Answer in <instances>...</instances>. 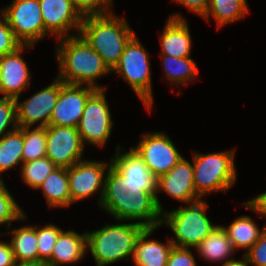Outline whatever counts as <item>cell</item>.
Wrapping results in <instances>:
<instances>
[{"label":"cell","instance_id":"6da1fadb","mask_svg":"<svg viewBox=\"0 0 266 266\" xmlns=\"http://www.w3.org/2000/svg\"><path fill=\"white\" fill-rule=\"evenodd\" d=\"M56 47L59 73L57 77L66 84L86 85L105 89L97 85V79L112 73L101 56L80 35L60 38Z\"/></svg>","mask_w":266,"mask_h":266},{"label":"cell","instance_id":"7a4b0ae2","mask_svg":"<svg viewBox=\"0 0 266 266\" xmlns=\"http://www.w3.org/2000/svg\"><path fill=\"white\" fill-rule=\"evenodd\" d=\"M79 34L112 70L135 32L126 20L110 12L83 17Z\"/></svg>","mask_w":266,"mask_h":266},{"label":"cell","instance_id":"3957f363","mask_svg":"<svg viewBox=\"0 0 266 266\" xmlns=\"http://www.w3.org/2000/svg\"><path fill=\"white\" fill-rule=\"evenodd\" d=\"M144 228L137 222L118 223L86 232L87 250H90L96 266L129 260V256H133L136 239Z\"/></svg>","mask_w":266,"mask_h":266},{"label":"cell","instance_id":"277c9868","mask_svg":"<svg viewBox=\"0 0 266 266\" xmlns=\"http://www.w3.org/2000/svg\"><path fill=\"white\" fill-rule=\"evenodd\" d=\"M203 195L189 199L186 207L173 211H163L161 223L169 226L174 233L170 239L173 246L196 248L218 225H214L206 215L208 205Z\"/></svg>","mask_w":266,"mask_h":266},{"label":"cell","instance_id":"5b68a950","mask_svg":"<svg viewBox=\"0 0 266 266\" xmlns=\"http://www.w3.org/2000/svg\"><path fill=\"white\" fill-rule=\"evenodd\" d=\"M193 154V182L198 195L227 191L236 181L234 152Z\"/></svg>","mask_w":266,"mask_h":266},{"label":"cell","instance_id":"8992f818","mask_svg":"<svg viewBox=\"0 0 266 266\" xmlns=\"http://www.w3.org/2000/svg\"><path fill=\"white\" fill-rule=\"evenodd\" d=\"M99 207L118 222L137 221L144 227L157 228L162 224L163 207L157 194L127 192L121 196H103Z\"/></svg>","mask_w":266,"mask_h":266},{"label":"cell","instance_id":"52a82bcc","mask_svg":"<svg viewBox=\"0 0 266 266\" xmlns=\"http://www.w3.org/2000/svg\"><path fill=\"white\" fill-rule=\"evenodd\" d=\"M150 69L149 54L135 34L126 44L118 63L111 71L122 76L141 99L145 108L152 112L153 95Z\"/></svg>","mask_w":266,"mask_h":266},{"label":"cell","instance_id":"ba28073f","mask_svg":"<svg viewBox=\"0 0 266 266\" xmlns=\"http://www.w3.org/2000/svg\"><path fill=\"white\" fill-rule=\"evenodd\" d=\"M106 89H97L87 100L80 123L77 127L83 144L104 146L110 139L113 121Z\"/></svg>","mask_w":266,"mask_h":266},{"label":"cell","instance_id":"9c48e42d","mask_svg":"<svg viewBox=\"0 0 266 266\" xmlns=\"http://www.w3.org/2000/svg\"><path fill=\"white\" fill-rule=\"evenodd\" d=\"M1 12L22 45H35L50 35L44 28L39 0H13Z\"/></svg>","mask_w":266,"mask_h":266},{"label":"cell","instance_id":"30bf717a","mask_svg":"<svg viewBox=\"0 0 266 266\" xmlns=\"http://www.w3.org/2000/svg\"><path fill=\"white\" fill-rule=\"evenodd\" d=\"M133 149L157 179L168 173L183 157L163 132L142 134Z\"/></svg>","mask_w":266,"mask_h":266},{"label":"cell","instance_id":"8fae6325","mask_svg":"<svg viewBox=\"0 0 266 266\" xmlns=\"http://www.w3.org/2000/svg\"><path fill=\"white\" fill-rule=\"evenodd\" d=\"M110 163L122 176V182L131 194H157V178L133 147L130 151L121 153L118 145L116 155Z\"/></svg>","mask_w":266,"mask_h":266},{"label":"cell","instance_id":"7c38bea8","mask_svg":"<svg viewBox=\"0 0 266 266\" xmlns=\"http://www.w3.org/2000/svg\"><path fill=\"white\" fill-rule=\"evenodd\" d=\"M107 165L104 161L81 160L68 168L71 204L91 197L100 191L98 198L100 206L105 188L104 177H106V171L110 168L111 163L109 167Z\"/></svg>","mask_w":266,"mask_h":266},{"label":"cell","instance_id":"4fadbf2b","mask_svg":"<svg viewBox=\"0 0 266 266\" xmlns=\"http://www.w3.org/2000/svg\"><path fill=\"white\" fill-rule=\"evenodd\" d=\"M84 147L77 128L47 126L46 157L57 167L69 168L83 160Z\"/></svg>","mask_w":266,"mask_h":266},{"label":"cell","instance_id":"5bb4252c","mask_svg":"<svg viewBox=\"0 0 266 266\" xmlns=\"http://www.w3.org/2000/svg\"><path fill=\"white\" fill-rule=\"evenodd\" d=\"M60 91V79H54L51 85L33 94L27 100L19 102L16 98L17 123L19 127L49 126Z\"/></svg>","mask_w":266,"mask_h":266},{"label":"cell","instance_id":"9a60e30c","mask_svg":"<svg viewBox=\"0 0 266 266\" xmlns=\"http://www.w3.org/2000/svg\"><path fill=\"white\" fill-rule=\"evenodd\" d=\"M96 90L91 86L66 84L60 80L59 96L49 125L77 128L86 102Z\"/></svg>","mask_w":266,"mask_h":266},{"label":"cell","instance_id":"2e32d148","mask_svg":"<svg viewBox=\"0 0 266 266\" xmlns=\"http://www.w3.org/2000/svg\"><path fill=\"white\" fill-rule=\"evenodd\" d=\"M45 30L58 39L79 34L83 16L72 0H39ZM75 29L76 33L69 32Z\"/></svg>","mask_w":266,"mask_h":266},{"label":"cell","instance_id":"e0dca14e","mask_svg":"<svg viewBox=\"0 0 266 266\" xmlns=\"http://www.w3.org/2000/svg\"><path fill=\"white\" fill-rule=\"evenodd\" d=\"M31 47L33 45H22L14 52L0 57V94L3 97L19 98L30 86L31 76L21 53Z\"/></svg>","mask_w":266,"mask_h":266},{"label":"cell","instance_id":"ac0fdd59","mask_svg":"<svg viewBox=\"0 0 266 266\" xmlns=\"http://www.w3.org/2000/svg\"><path fill=\"white\" fill-rule=\"evenodd\" d=\"M161 191L183 203L197 196L193 182V164L182 157L168 173L157 179V194Z\"/></svg>","mask_w":266,"mask_h":266},{"label":"cell","instance_id":"d6986e66","mask_svg":"<svg viewBox=\"0 0 266 266\" xmlns=\"http://www.w3.org/2000/svg\"><path fill=\"white\" fill-rule=\"evenodd\" d=\"M188 22L181 14H172L165 23L160 37L161 54L176 58L190 57L191 34Z\"/></svg>","mask_w":266,"mask_h":266},{"label":"cell","instance_id":"ffe728a7","mask_svg":"<svg viewBox=\"0 0 266 266\" xmlns=\"http://www.w3.org/2000/svg\"><path fill=\"white\" fill-rule=\"evenodd\" d=\"M157 227H145L136 239L132 260L135 266H166L173 247L170 239L166 244L147 238Z\"/></svg>","mask_w":266,"mask_h":266},{"label":"cell","instance_id":"44dd1931","mask_svg":"<svg viewBox=\"0 0 266 266\" xmlns=\"http://www.w3.org/2000/svg\"><path fill=\"white\" fill-rule=\"evenodd\" d=\"M86 232L81 235L75 231L62 230L56 240L51 257L47 260L50 266L81 261L87 253Z\"/></svg>","mask_w":266,"mask_h":266},{"label":"cell","instance_id":"7402d4cb","mask_svg":"<svg viewBox=\"0 0 266 266\" xmlns=\"http://www.w3.org/2000/svg\"><path fill=\"white\" fill-rule=\"evenodd\" d=\"M197 253L206 261L219 262L222 260L227 262L235 248L229 239L223 226L218 225L215 229L205 237L201 243L195 248ZM226 259V260H225Z\"/></svg>","mask_w":266,"mask_h":266},{"label":"cell","instance_id":"603a6c76","mask_svg":"<svg viewBox=\"0 0 266 266\" xmlns=\"http://www.w3.org/2000/svg\"><path fill=\"white\" fill-rule=\"evenodd\" d=\"M40 188L43 190L50 208L71 205L68 168L58 167L55 169L37 189Z\"/></svg>","mask_w":266,"mask_h":266},{"label":"cell","instance_id":"cb8c5ba5","mask_svg":"<svg viewBox=\"0 0 266 266\" xmlns=\"http://www.w3.org/2000/svg\"><path fill=\"white\" fill-rule=\"evenodd\" d=\"M6 234L13 236L10 245L14 253L15 261L39 260L37 248V226H21L18 229L8 231Z\"/></svg>","mask_w":266,"mask_h":266},{"label":"cell","instance_id":"d4e9b609","mask_svg":"<svg viewBox=\"0 0 266 266\" xmlns=\"http://www.w3.org/2000/svg\"><path fill=\"white\" fill-rule=\"evenodd\" d=\"M23 147L24 127H18L0 138V174L23 164ZM0 180H3L1 175Z\"/></svg>","mask_w":266,"mask_h":266},{"label":"cell","instance_id":"484cf974","mask_svg":"<svg viewBox=\"0 0 266 266\" xmlns=\"http://www.w3.org/2000/svg\"><path fill=\"white\" fill-rule=\"evenodd\" d=\"M164 75L167 82L173 85H188L198 76L196 62L191 57L176 58L174 56L161 55Z\"/></svg>","mask_w":266,"mask_h":266},{"label":"cell","instance_id":"4316f807","mask_svg":"<svg viewBox=\"0 0 266 266\" xmlns=\"http://www.w3.org/2000/svg\"><path fill=\"white\" fill-rule=\"evenodd\" d=\"M226 230L232 245L236 250L246 249V251L259 239L265 231L259 229L257 223L250 216H241L236 218L228 227L223 226Z\"/></svg>","mask_w":266,"mask_h":266},{"label":"cell","instance_id":"83f0119b","mask_svg":"<svg viewBox=\"0 0 266 266\" xmlns=\"http://www.w3.org/2000/svg\"><path fill=\"white\" fill-rule=\"evenodd\" d=\"M248 12L247 0H210L202 18L209 20L212 16L220 29L225 24L242 19Z\"/></svg>","mask_w":266,"mask_h":266},{"label":"cell","instance_id":"f1b7e54d","mask_svg":"<svg viewBox=\"0 0 266 266\" xmlns=\"http://www.w3.org/2000/svg\"><path fill=\"white\" fill-rule=\"evenodd\" d=\"M24 127L23 163L46 157L47 127Z\"/></svg>","mask_w":266,"mask_h":266},{"label":"cell","instance_id":"f546056e","mask_svg":"<svg viewBox=\"0 0 266 266\" xmlns=\"http://www.w3.org/2000/svg\"><path fill=\"white\" fill-rule=\"evenodd\" d=\"M21 179L32 189H37L58 167L48 158L42 157L20 165Z\"/></svg>","mask_w":266,"mask_h":266},{"label":"cell","instance_id":"4dcf8cb0","mask_svg":"<svg viewBox=\"0 0 266 266\" xmlns=\"http://www.w3.org/2000/svg\"><path fill=\"white\" fill-rule=\"evenodd\" d=\"M25 219L26 216L22 208L12 197L3 180H0V226L1 224L8 225L9 229L12 225L11 222Z\"/></svg>","mask_w":266,"mask_h":266},{"label":"cell","instance_id":"1f68e13d","mask_svg":"<svg viewBox=\"0 0 266 266\" xmlns=\"http://www.w3.org/2000/svg\"><path fill=\"white\" fill-rule=\"evenodd\" d=\"M62 229L54 224L37 227V248L39 260H48Z\"/></svg>","mask_w":266,"mask_h":266},{"label":"cell","instance_id":"d6a6232c","mask_svg":"<svg viewBox=\"0 0 266 266\" xmlns=\"http://www.w3.org/2000/svg\"><path fill=\"white\" fill-rule=\"evenodd\" d=\"M9 126H12V129L7 130ZM18 127L15 99L2 96L0 98V138Z\"/></svg>","mask_w":266,"mask_h":266},{"label":"cell","instance_id":"836d02e7","mask_svg":"<svg viewBox=\"0 0 266 266\" xmlns=\"http://www.w3.org/2000/svg\"><path fill=\"white\" fill-rule=\"evenodd\" d=\"M0 16V57L14 52L19 47L22 46V43L16 38L13 30L10 28L8 21L5 15Z\"/></svg>","mask_w":266,"mask_h":266},{"label":"cell","instance_id":"e575fe53","mask_svg":"<svg viewBox=\"0 0 266 266\" xmlns=\"http://www.w3.org/2000/svg\"><path fill=\"white\" fill-rule=\"evenodd\" d=\"M76 9L83 17L101 15L112 12L113 0H72Z\"/></svg>","mask_w":266,"mask_h":266},{"label":"cell","instance_id":"d590c367","mask_svg":"<svg viewBox=\"0 0 266 266\" xmlns=\"http://www.w3.org/2000/svg\"><path fill=\"white\" fill-rule=\"evenodd\" d=\"M127 192L128 188L122 182V176L110 166L105 177L103 196H121Z\"/></svg>","mask_w":266,"mask_h":266},{"label":"cell","instance_id":"8d00e7d4","mask_svg":"<svg viewBox=\"0 0 266 266\" xmlns=\"http://www.w3.org/2000/svg\"><path fill=\"white\" fill-rule=\"evenodd\" d=\"M244 255L254 266H266V229Z\"/></svg>","mask_w":266,"mask_h":266},{"label":"cell","instance_id":"74e56055","mask_svg":"<svg viewBox=\"0 0 266 266\" xmlns=\"http://www.w3.org/2000/svg\"><path fill=\"white\" fill-rule=\"evenodd\" d=\"M190 248L173 246L166 266H197Z\"/></svg>","mask_w":266,"mask_h":266},{"label":"cell","instance_id":"f35d334b","mask_svg":"<svg viewBox=\"0 0 266 266\" xmlns=\"http://www.w3.org/2000/svg\"><path fill=\"white\" fill-rule=\"evenodd\" d=\"M246 208L254 211L255 213L257 212L260 217H265L266 216V192L253 197V199H250L246 201L245 203H242ZM266 228V225L264 226Z\"/></svg>","mask_w":266,"mask_h":266},{"label":"cell","instance_id":"ab89813d","mask_svg":"<svg viewBox=\"0 0 266 266\" xmlns=\"http://www.w3.org/2000/svg\"><path fill=\"white\" fill-rule=\"evenodd\" d=\"M187 9L203 17L208 9L210 0H173Z\"/></svg>","mask_w":266,"mask_h":266},{"label":"cell","instance_id":"60d3db41","mask_svg":"<svg viewBox=\"0 0 266 266\" xmlns=\"http://www.w3.org/2000/svg\"><path fill=\"white\" fill-rule=\"evenodd\" d=\"M14 263L15 258L10 242L0 241V266H13Z\"/></svg>","mask_w":266,"mask_h":266},{"label":"cell","instance_id":"b9f144b4","mask_svg":"<svg viewBox=\"0 0 266 266\" xmlns=\"http://www.w3.org/2000/svg\"><path fill=\"white\" fill-rule=\"evenodd\" d=\"M13 266H50L46 260L15 261Z\"/></svg>","mask_w":266,"mask_h":266},{"label":"cell","instance_id":"7bdbcfd3","mask_svg":"<svg viewBox=\"0 0 266 266\" xmlns=\"http://www.w3.org/2000/svg\"><path fill=\"white\" fill-rule=\"evenodd\" d=\"M242 256L243 258L240 260L231 258V260L224 262L222 266H250L247 257L244 254Z\"/></svg>","mask_w":266,"mask_h":266}]
</instances>
